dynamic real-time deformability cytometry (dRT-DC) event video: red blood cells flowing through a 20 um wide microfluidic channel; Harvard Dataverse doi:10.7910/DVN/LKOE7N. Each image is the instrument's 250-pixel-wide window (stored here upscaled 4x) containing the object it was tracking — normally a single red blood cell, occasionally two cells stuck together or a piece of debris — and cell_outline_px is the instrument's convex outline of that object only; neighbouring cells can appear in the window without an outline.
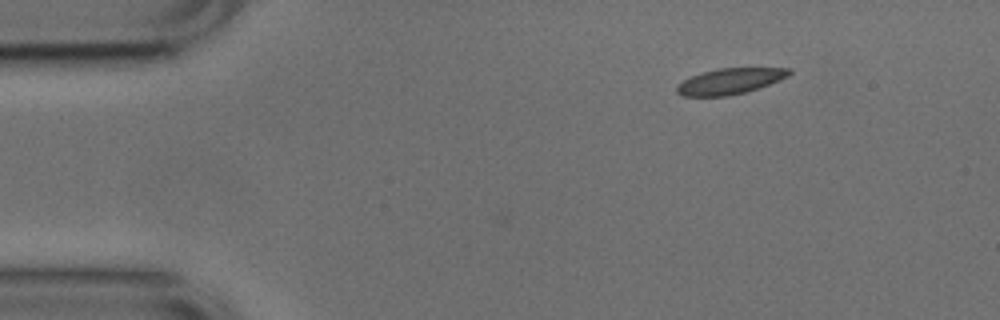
{"species": "common noctule bat (a hibernating species)", "species_latin": "Nyctalus noctula", "temperature_condition": "cold", "stored_images_in_passage": 2, "camera_frame_rate_fps": 3000, "um_per_image_px": 0.085, "animal": {"sex": "male", "body_mass_g": 17.9, "forearm_length_mm": 54.2}, "frame": {"image": 1, "passage_image": 2, "time_ms": 0.333, "image_size_px": [1000, 320], "cell_outline_px": [[792, 72], [788, 76], [768, 84], [744, 92], [728, 96], [680, 96], [676, 92], [676, 88], [684, 80], [692, 76], [704, 72], [720, 68], [792, 68]], "centroid_in_image_um": [62.04, 6.9], "position_along_channel_um": 23.0, "area_um2": 16.59}}